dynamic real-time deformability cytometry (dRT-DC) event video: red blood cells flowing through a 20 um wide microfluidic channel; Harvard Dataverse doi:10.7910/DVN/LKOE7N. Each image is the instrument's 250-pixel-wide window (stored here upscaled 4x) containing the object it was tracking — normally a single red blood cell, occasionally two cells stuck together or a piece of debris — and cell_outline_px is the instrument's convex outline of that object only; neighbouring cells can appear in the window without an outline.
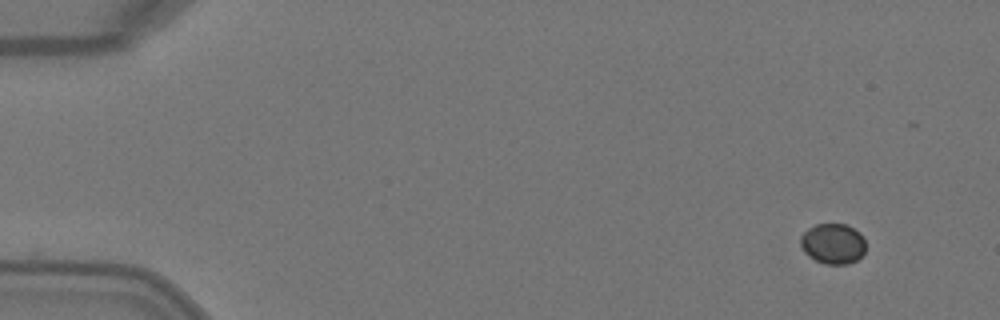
{"species": "Egyptian fruit bat (a non-hibernating species)", "species_latin": "Rousettus aegyptiacus", "temperature_condition": "warm", "stored_images_in_passage": 5, "camera_frame_rate_fps": 3000, "um_per_image_px": 0.085, "animal": {"sex": "female"}, "frame": {"image": 1, "passage_image": 1, "time_ms": 0.0, "image_size_px": [1000, 320], "cell_outline_px": [[864, 252], [856, 260], [848, 264], [824, 264], [808, 256], [804, 252], [800, 244], [800, 236], [808, 228], [816, 224], [848, 224], [860, 232], [864, 236]], "centroid_in_image_um": [70.79, 20.7], "position_along_channel_um": 14.2, "area_um2": 15.49}}
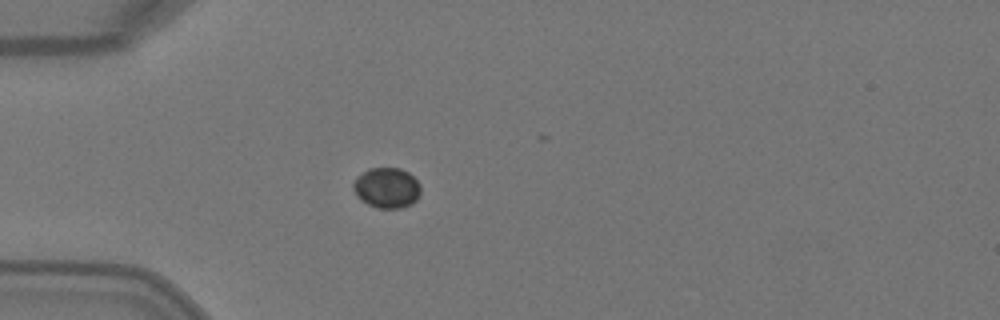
{"frame": {"image": 2, "passage_image": 4, "time_ms": 1.0, "image_size_px": [1000, 320], "cell_outline_px": [[420, 196], [412, 204], [400, 208], [376, 208], [360, 200], [356, 196], [352, 188], [352, 184], [368, 168], [400, 168], [408, 172], [420, 184]], "centroid_in_image_um": [32.88, 15.98], "position_along_channel_um": 52.1, "area_um2": 15.9}}